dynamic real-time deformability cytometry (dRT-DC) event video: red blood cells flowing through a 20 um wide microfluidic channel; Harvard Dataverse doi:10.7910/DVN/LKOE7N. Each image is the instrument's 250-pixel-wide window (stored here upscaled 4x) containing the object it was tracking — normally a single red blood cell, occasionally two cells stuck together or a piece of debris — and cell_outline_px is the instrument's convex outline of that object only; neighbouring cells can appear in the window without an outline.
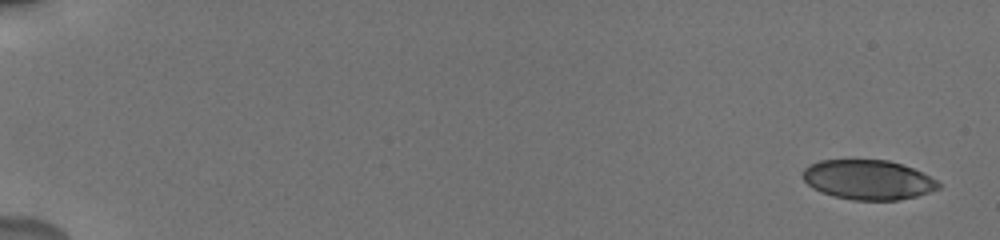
{"species": "human", "species_latin": "Homo sapiens", "temperature_condition": "cold", "stored_images_in_passage": 7, "camera_frame_rate_fps": 3000, "um_per_image_px": 0.085, "donor": {"sex": "male"}, "frame": {"image": 1, "passage_image": 1, "time_ms": 0.0, "image_size_px": [1000, 240], "cell_outline_px": [[940, 188], [916, 196], [896, 200], [852, 200], [820, 192], [812, 188], [804, 180], [804, 168], [808, 164], [820, 160], [888, 160], [912, 168], [936, 180], [940, 184]], "centroid_in_image_um": [73.75, 15.28], "position_along_channel_um": 11.2, "area_um2": 31.1}}
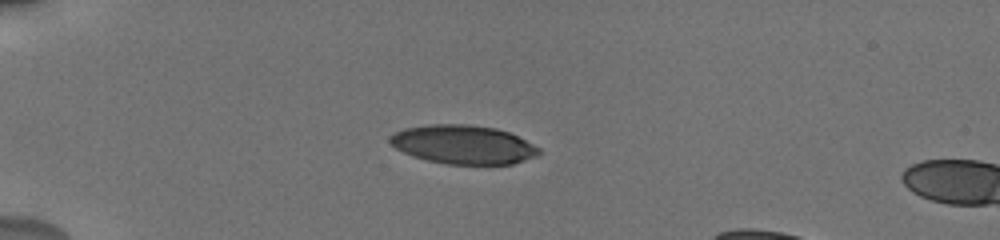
{"frame": {"image": 2, "passage_image": 6, "time_ms": 4.667, "image_size_px": [1000, 240], "cell_outline_px": [[540, 152], [536, 156], [512, 164], [448, 164], [428, 160], [412, 156], [396, 148], [388, 140], [388, 136], [404, 128], [432, 124], [468, 124], [496, 128], [508, 132], [540, 148]], "centroid_in_image_um": [39.35, 12.28], "position_along_channel_um": 45.6, "area_um2": 33.47}}